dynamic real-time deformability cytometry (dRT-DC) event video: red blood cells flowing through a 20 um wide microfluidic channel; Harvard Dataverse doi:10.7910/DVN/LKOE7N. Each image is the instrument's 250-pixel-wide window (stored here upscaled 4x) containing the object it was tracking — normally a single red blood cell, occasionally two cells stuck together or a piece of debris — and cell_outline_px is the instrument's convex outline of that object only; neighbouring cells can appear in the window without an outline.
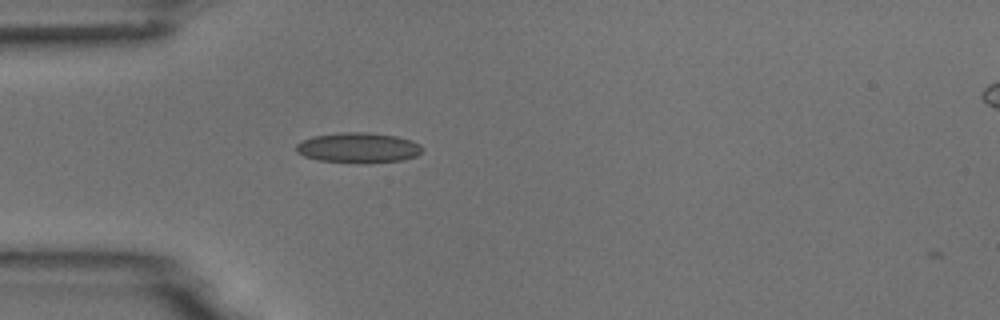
{"species": "common noctule bat (a hibernating species)", "species_latin": "Nyctalus noctula", "temperature_condition": "room temperature", "stored_images_in_passage": 40, "camera_frame_rate_fps": 3000, "um_per_image_px": 0.085, "animal": {"sex": "male", "body_mass_g": 18.8}, "frame": {"image": 1, "passage_image": 2, "time_ms": 0.333, "image_size_px": [1000, 320], "cell_outline_px": [[424, 148], [416, 156], [404, 160], [368, 164], [360, 164], [316, 160], [304, 156], [296, 152], [296, 144], [312, 136], [340, 132], [368, 132], [396, 136], [412, 140], [420, 144]], "centroid_in_image_um": [30.47, 12.57], "position_along_channel_um": 54.5, "area_um2": 22.72}}
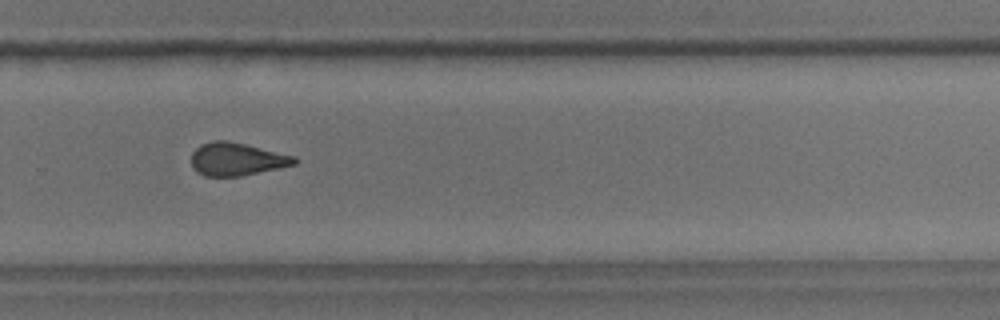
{"frame": {"image": 2, "passage_image": 23, "time_ms": 7.333, "image_size_px": [1000, 320], "cell_outline_px": [[300, 160], [296, 164], [280, 168], [240, 176], [204, 176], [196, 172], [192, 168], [192, 152], [200, 144], [212, 140], [228, 140], [296, 156]], "centroid_in_image_um": [20.13, 13.52], "position_along_channel_um": 309.7, "area_um2": 20.0}}
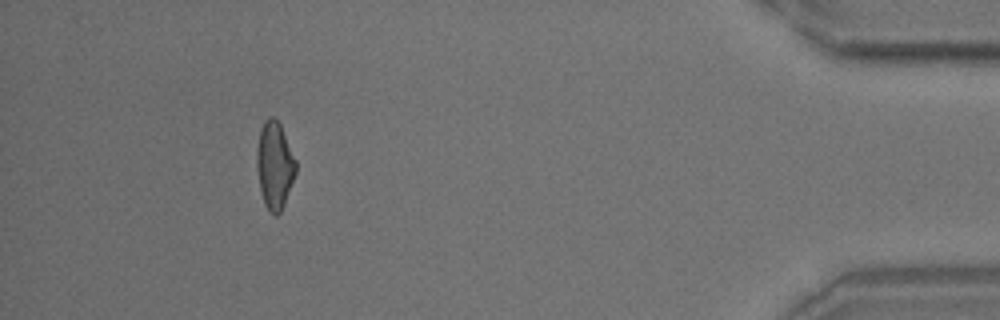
{"frame": {"image": 3, "passage_image": 36, "time_ms": 11.667, "image_size_px": [1000, 320], "cell_outline_px": [[296, 172], [284, 204], [280, 212], [276, 216], [268, 212], [264, 204], [260, 188], [256, 168], [256, 148], [260, 128], [264, 120], [268, 116], [272, 116], [280, 124], [296, 160]], "centroid_in_image_um": [23.32, 14.04], "position_along_channel_um": 411.9, "area_um2": 20.0}, "authors_computed_cell_mechanics": {"area_um2": 20.0855, "velocity_mm_per_s": 3.7318, "shape_relaxation_time_tau1_ms": 7.5811, "shape_relaxation_time_tau2_ms": 2.7397, "deformation_change_tau1": 0.1655, "deformation_change_tau2": 0.1064}}